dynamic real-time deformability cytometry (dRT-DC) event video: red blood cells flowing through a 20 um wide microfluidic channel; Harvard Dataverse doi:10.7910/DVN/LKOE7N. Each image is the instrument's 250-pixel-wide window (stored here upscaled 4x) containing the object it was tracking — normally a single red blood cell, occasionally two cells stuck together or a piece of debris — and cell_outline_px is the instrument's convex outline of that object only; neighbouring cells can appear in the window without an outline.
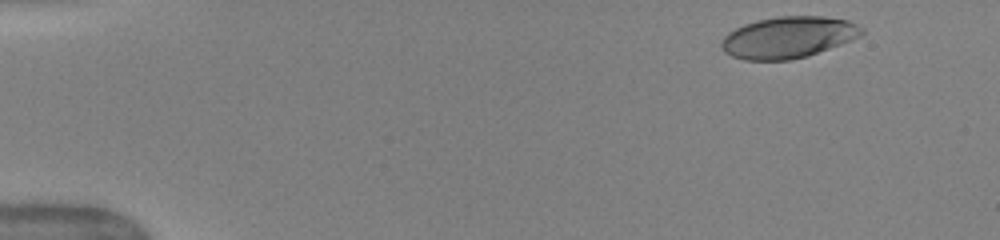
{"species": "human", "species_latin": "Homo sapiens", "temperature_condition": "warm", "stored_images_in_passage": 48, "camera_frame_rate_fps": 3000, "um_per_image_px": 0.085, "donor": {"sex": "female"}, "frame": {"image": 1, "passage_image": 3, "time_ms": 0.667, "image_size_px": [1000, 240], "cell_outline_px": [[864, 32], [860, 36], [852, 40], [808, 56], [792, 60], [744, 60], [732, 56], [724, 52], [720, 44], [724, 36], [728, 32], [744, 24], [756, 20], [776, 16], [824, 16], [848, 20], [864, 28]], "centroid_in_image_um": [67.0, 3.17], "position_along_channel_um": 18.0, "area_um2": 34.16}}
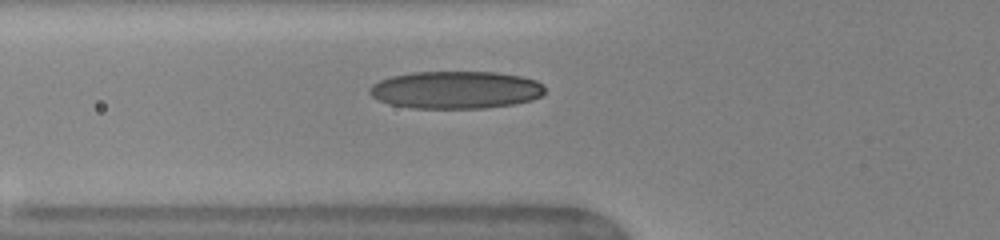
{"frame": {"image": 2, "passage_image": 17, "time_ms": 5.333, "image_size_px": [1000, 240], "cell_outline_px": [[544, 92], [540, 96], [532, 100], [512, 104], [484, 108], [412, 108], [388, 104], [372, 96], [368, 92], [368, 88], [372, 84], [380, 80], [392, 76], [412, 72], [496, 72], [520, 76], [536, 80], [544, 84]], "centroid_in_image_um": [38.73, 7.64], "position_along_channel_um": 87.1, "area_um2": 38.44}}
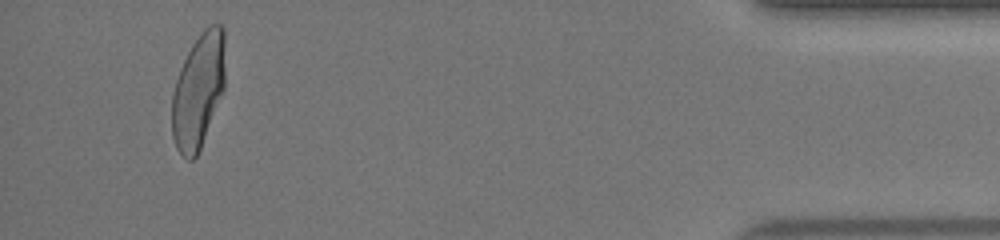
{"frame": {"image": 3, "passage_image": 46, "time_ms": 15.0, "image_size_px": [1000, 240], "cell_outline_px": [[224, 88], [200, 148], [196, 156], [192, 160], [188, 160], [176, 148], [172, 136], [172, 92], [180, 68], [192, 44], [200, 32], [204, 28], [212, 24], [220, 24], [224, 28]], "centroid_in_image_um": [16.84, 7.68], "position_along_channel_um": 418.4, "area_um2": 35.32}, "authors_computed_cell_mechanics": {"area_um2": 35.8938, "velocity_mm_per_s": 4.0349, "shape_relaxation_time_tau1_ms": 3.9137, "shape_relaxation_time_tau2_ms": 0.7401, "deformation_change_tau1": 0.1852, "deformation_change_tau2": 0.0671}}